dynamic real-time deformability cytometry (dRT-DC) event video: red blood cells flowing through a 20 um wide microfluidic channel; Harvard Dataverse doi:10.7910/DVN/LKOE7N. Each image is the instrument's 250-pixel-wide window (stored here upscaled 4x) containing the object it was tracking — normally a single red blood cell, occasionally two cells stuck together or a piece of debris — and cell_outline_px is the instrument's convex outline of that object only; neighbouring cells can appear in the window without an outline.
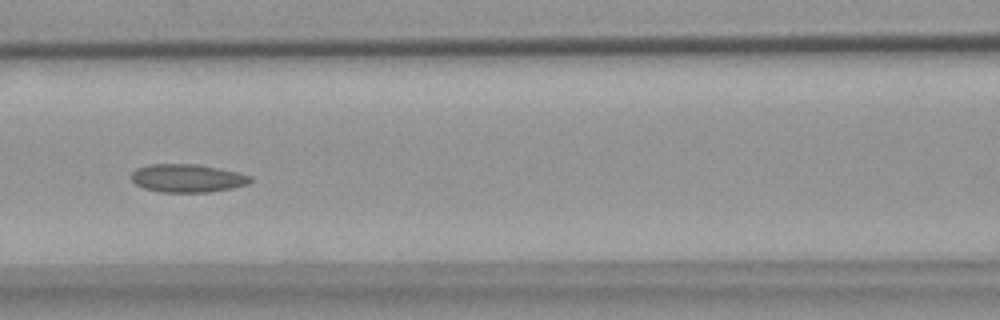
{"species": "common noctule bat (a hibernating species)", "species_latin": "Nyctalus noctula", "temperature_condition": "warm", "stored_images_in_passage": 8, "camera_frame_rate_fps": 3000, "um_per_image_px": 0.085, "animal": {"sex": "female", "body_mass_g": 18.4}, "frame": {"image": 1, "passage_image": 7, "time_ms": 7.0, "image_size_px": [1000, 320], "cell_outline_px": [[252, 180], [248, 184], [232, 188], [208, 192], [160, 192], [144, 188], [136, 184], [132, 180], [132, 172], [136, 168], [148, 164], [196, 164], [236, 172], [252, 176]], "centroid_in_image_um": [15.91, 15.15], "position_along_channel_um": 150.7, "area_um2": 19.42}}
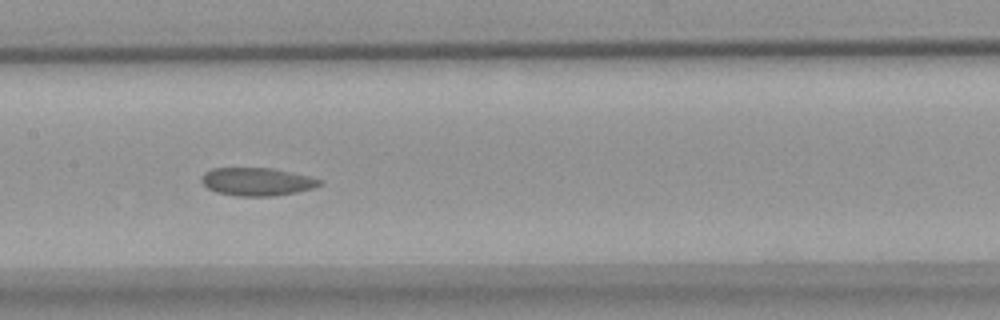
{"frame": {"image": 2, "passage_image": 8, "time_ms": 8.0, "image_size_px": [1000, 320], "cell_outline_px": [[324, 180], [316, 188], [276, 196], [236, 196], [216, 192], [208, 188], [200, 180], [200, 176], [204, 172], [212, 168], [272, 168], [308, 176]], "centroid_in_image_um": [21.83, 15.44], "position_along_channel_um": 185.6, "area_um2": 19.42}}